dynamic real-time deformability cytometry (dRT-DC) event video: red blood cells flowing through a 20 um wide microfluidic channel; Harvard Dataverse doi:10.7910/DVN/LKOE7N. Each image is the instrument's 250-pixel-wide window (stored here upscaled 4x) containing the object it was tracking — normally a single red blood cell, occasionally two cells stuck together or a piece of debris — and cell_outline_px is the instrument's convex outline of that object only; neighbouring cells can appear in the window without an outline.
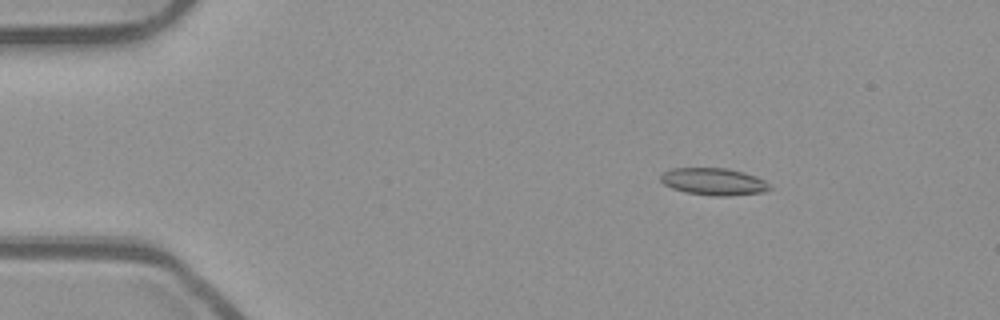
{"species": "common noctule bat (a hibernating species)", "species_latin": "Nyctalus noctula", "temperature_condition": "room temperature", "stored_images_in_passage": 53, "camera_frame_rate_fps": 3000, "um_per_image_px": 0.085, "animal": {"sex": "male", "body_mass_g": 23.1, "forearm_length_mm": 52.7}, "frame": {"image": 1, "passage_image": 8, "time_ms": 2.333, "image_size_px": [1000, 320], "cell_outline_px": [[772, 188], [764, 192], [728, 196], [712, 196], [684, 192], [672, 188], [664, 184], [660, 180], [660, 176], [664, 172], [672, 168], [728, 168], [744, 172], [756, 176], [764, 180]], "centroid_in_image_um": [60.66, 15.44], "position_along_channel_um": 24.3, "area_um2": 17.34}}
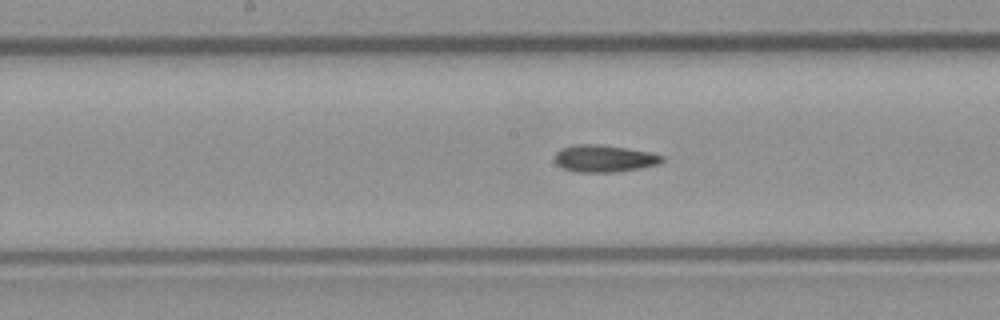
{"frame": {"image": 2, "passage_image": 27, "time_ms": 8.667, "image_size_px": [1000, 320], "cell_outline_px": [[664, 160], [656, 164], [616, 172], [576, 172], [564, 168], [556, 164], [556, 152], [560, 148], [576, 144], [600, 144], [652, 152], [664, 156]], "centroid_in_image_um": [51.34, 13.46], "position_along_channel_um": 196.9, "area_um2": 16.82}}
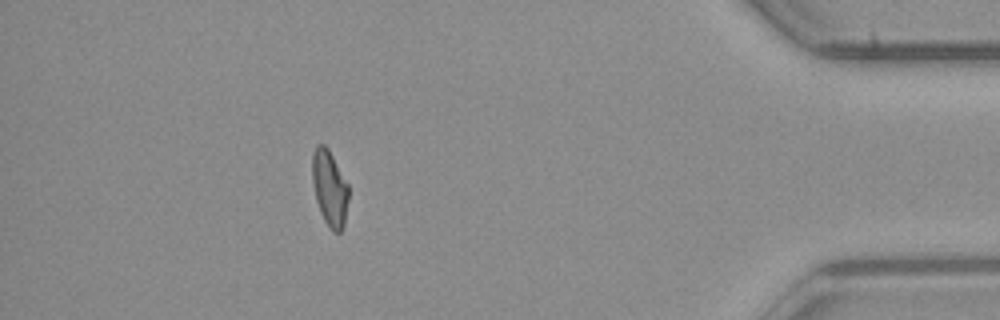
{"frame": {"image": 3, "passage_image": 47, "time_ms": 15.333, "image_size_px": [1000, 320], "cell_outline_px": [[348, 200], [344, 224], [340, 232], [332, 232], [324, 220], [320, 212], [316, 200], [312, 180], [312, 152], [316, 144], [324, 144], [328, 148], [348, 184]], "centroid_in_image_um": [28.0, 15.98], "position_along_channel_um": 407.2, "area_um2": 16.07}, "authors_computed_cell_mechanics": {"area_um2": 16.6464, "velocity_mm_per_s": 3.9434, "shape_relaxation_time_tau1_ms": null, "shape_relaxation_time_tau2_ms": 4.1443, "deformation_change_tau1": null, "deformation_change_tau2": 0.1193}}